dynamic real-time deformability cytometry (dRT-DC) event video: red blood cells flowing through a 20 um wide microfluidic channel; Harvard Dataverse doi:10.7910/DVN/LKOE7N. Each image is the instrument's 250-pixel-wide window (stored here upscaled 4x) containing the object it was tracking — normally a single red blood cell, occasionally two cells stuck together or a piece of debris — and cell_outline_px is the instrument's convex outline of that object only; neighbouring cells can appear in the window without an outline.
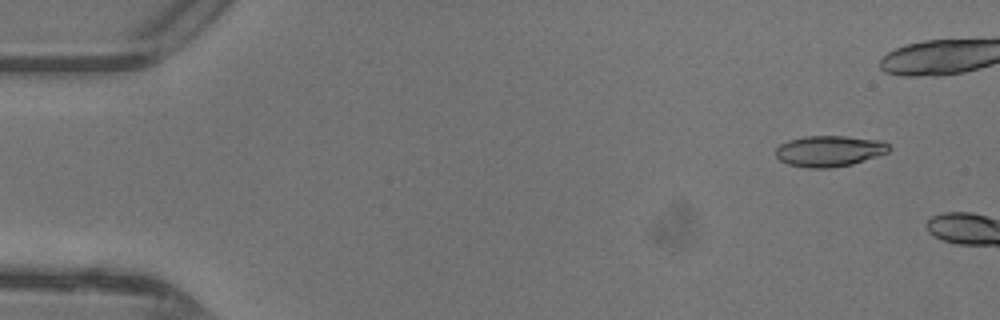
{"species": "common noctule bat (a hibernating species)", "species_latin": "Nyctalus noctula", "temperature_condition": "warm", "stored_images_in_passage": 5, "camera_frame_rate_fps": 3000, "um_per_image_px": 0.085, "animal": {"sex": "female"}, "frame": {"image": 1, "passage_image": 2, "time_ms": 0.333, "image_size_px": [1000, 320], "cell_outline_px": [[892, 148], [888, 152], [852, 164], [828, 168], [808, 168], [788, 164], [780, 160], [776, 156], [776, 148], [780, 144], [788, 140], [804, 136], [844, 136], [880, 140], [888, 144]], "centroid_in_image_um": [70.48, 12.83], "position_along_channel_um": 14.5, "area_um2": 20.4}}